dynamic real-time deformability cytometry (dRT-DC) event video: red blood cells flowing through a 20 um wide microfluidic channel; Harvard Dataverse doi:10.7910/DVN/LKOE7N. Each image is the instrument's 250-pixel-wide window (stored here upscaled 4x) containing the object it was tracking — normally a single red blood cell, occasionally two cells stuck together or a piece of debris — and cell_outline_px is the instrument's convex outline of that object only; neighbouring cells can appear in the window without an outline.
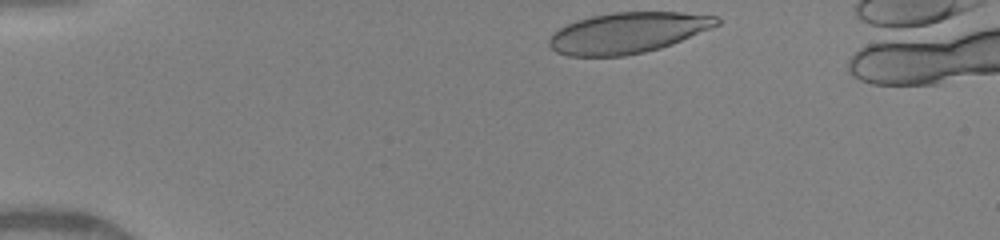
{"species": "human", "species_latin": "Homo sapiens", "temperature_condition": "warm", "stored_images_in_passage": 21, "camera_frame_rate_fps": 3000, "um_per_image_px": 0.085, "donor": {"sex": "female"}, "frame": {"image": 1, "passage_image": 1, "time_ms": 0.0, "image_size_px": [1000, 240], "cell_outline_px": [[720, 24], [712, 28], [672, 44], [660, 48], [644, 52], [624, 56], [568, 56], [556, 52], [548, 44], [548, 40], [552, 32], [576, 20], [592, 16], [612, 12], [680, 12], [716, 16], [720, 20]], "centroid_in_image_um": [53.34, 2.79], "position_along_channel_um": 31.7, "area_um2": 39.88}}
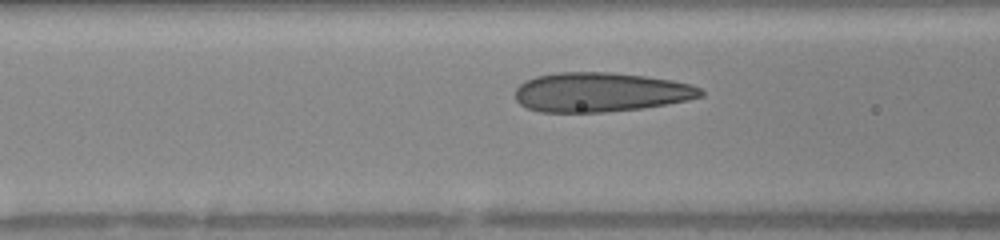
{"frame": {"image": 2, "passage_image": 10, "time_ms": 3.667, "image_size_px": [1000, 240], "cell_outline_px": [[704, 96], [688, 100], [644, 108], [604, 112], [540, 112], [528, 108], [520, 104], [516, 100], [516, 88], [520, 84], [536, 76], [556, 72], [608, 72], [644, 76], [672, 80], [692, 84], [700, 88], [704, 92]], "centroid_in_image_um": [51.07, 7.84], "position_along_channel_um": 115.5, "area_um2": 42.66}}
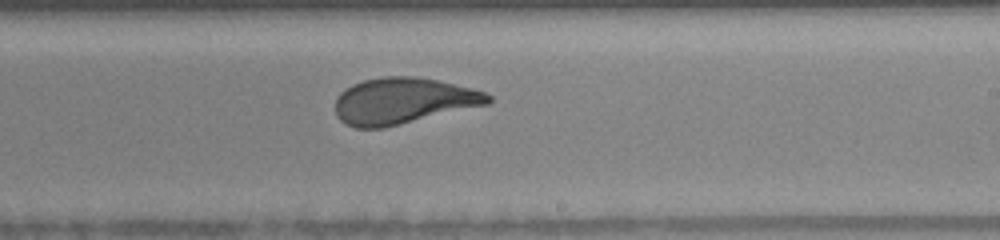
{"frame": {"image": 3, "passage_image": 18, "time_ms": 7.0, "image_size_px": [1000, 240], "cell_outline_px": [[492, 100], [488, 104], [384, 128], [356, 128], [340, 120], [336, 116], [336, 96], [344, 88], [352, 84], [364, 80], [384, 76], [412, 76], [436, 80], [472, 88], [484, 92], [492, 96]], "centroid_in_image_um": [34.24, 8.57], "position_along_channel_um": 254.8, "area_um2": 41.1}}